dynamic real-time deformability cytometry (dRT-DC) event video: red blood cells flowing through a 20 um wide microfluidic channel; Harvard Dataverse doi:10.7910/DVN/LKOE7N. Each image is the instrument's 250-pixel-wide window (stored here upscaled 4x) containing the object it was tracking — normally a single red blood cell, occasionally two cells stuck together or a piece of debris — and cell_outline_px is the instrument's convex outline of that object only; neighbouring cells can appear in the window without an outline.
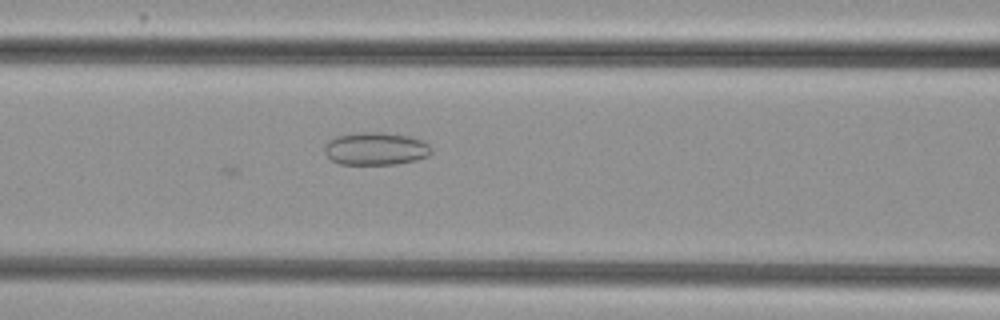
{"species": "common noctule bat (a hibernating species)", "species_latin": "Nyctalus noctula", "temperature_condition": "cold", "stored_images_in_passage": 6, "camera_frame_rate_fps": 3000, "um_per_image_px": 0.085, "animal": {"sex": "female", "body_mass_g": 29.2, "forearm_length_mm": 56.3}, "frame": {"image": 1, "passage_image": 6, "time_ms": 1.667, "image_size_px": [1000, 320], "cell_outline_px": [[432, 152], [428, 156], [416, 160], [396, 164], [340, 164], [332, 160], [324, 152], [324, 144], [328, 140], [336, 136], [360, 132], [380, 132], [408, 136], [424, 140], [432, 148]], "centroid_in_image_um": [31.94, 12.63], "position_along_channel_um": 134.7, "area_um2": 20.52}}